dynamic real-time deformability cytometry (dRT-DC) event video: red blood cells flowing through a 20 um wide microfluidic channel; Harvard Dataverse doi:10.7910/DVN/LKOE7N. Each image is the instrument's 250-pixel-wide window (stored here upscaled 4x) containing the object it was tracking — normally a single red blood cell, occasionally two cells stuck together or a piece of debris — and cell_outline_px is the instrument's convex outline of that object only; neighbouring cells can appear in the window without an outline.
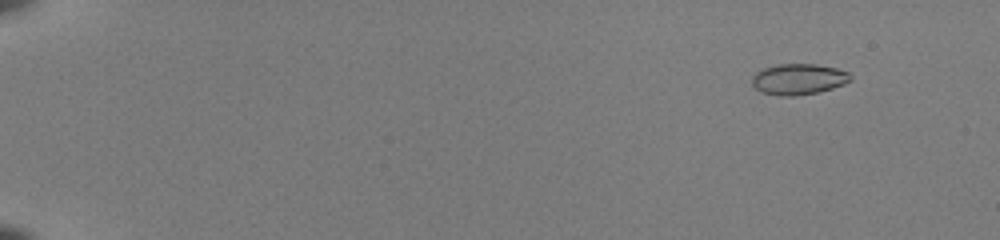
{"species": "common noctule bat (a hibernating species)", "species_latin": "Nyctalus noctula", "temperature_condition": "room temperature", "stored_images_in_passage": 54, "camera_frame_rate_fps": 3000, "um_per_image_px": 0.085, "animal": {"sex": "female", "body_mass_g": 22.0, "forearm_length_mm": 56.7}, "frame": {"image": 1, "passage_image": 6, "time_ms": 1.667, "image_size_px": [1000, 240], "cell_outline_px": [[852, 80], [844, 84], [832, 88], [816, 92], [792, 96], [780, 96], [760, 92], [752, 84], [752, 76], [756, 72], [764, 68], [780, 64], [816, 64], [836, 68], [848, 72], [852, 76]], "centroid_in_image_um": [67.87, 6.73], "position_along_channel_um": 17.1, "area_um2": 17.69}}
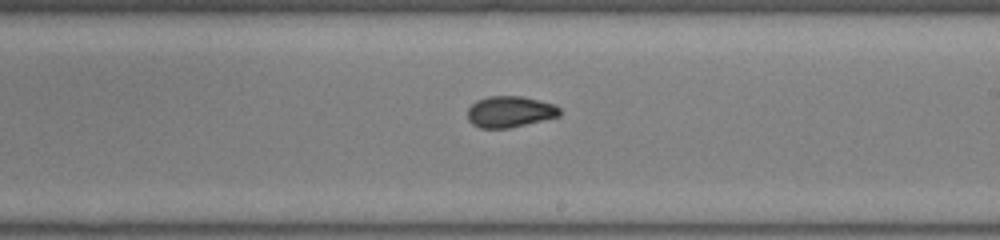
{"frame": {"image": 2, "passage_image": 35, "time_ms": 11.333, "image_size_px": [1000, 240], "cell_outline_px": [[560, 116], [508, 128], [480, 128], [472, 124], [468, 120], [468, 108], [476, 100], [488, 96], [520, 96], [556, 104], [560, 108]], "centroid_in_image_um": [43.33, 9.49], "position_along_channel_um": 245.7, "area_um2": 16.76}}
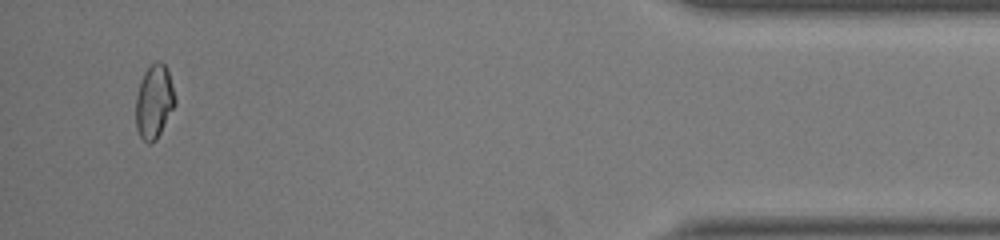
{"frame": {"image": 3, "passage_image": 52, "time_ms": 17.0, "image_size_px": [1000, 240], "cell_outline_px": [[176, 104], [156, 140], [152, 144], [148, 144], [140, 136], [136, 128], [136, 96], [140, 80], [144, 72], [156, 60], [160, 60], [168, 68], [176, 100]], "centroid_in_image_um": [13.1, 8.63], "position_along_channel_um": 422.1, "area_um2": 17.05}, "authors_computed_cell_mechanics": {"area_um2": 17.1666, "velocity_mm_per_s": 4.0343, "shape_relaxation_time_tau1_ms": 5.5026, "shape_relaxation_time_tau2_ms": 1.6417, "deformation_change_tau1": 0.1203, "deformation_change_tau2": 0.0551}}